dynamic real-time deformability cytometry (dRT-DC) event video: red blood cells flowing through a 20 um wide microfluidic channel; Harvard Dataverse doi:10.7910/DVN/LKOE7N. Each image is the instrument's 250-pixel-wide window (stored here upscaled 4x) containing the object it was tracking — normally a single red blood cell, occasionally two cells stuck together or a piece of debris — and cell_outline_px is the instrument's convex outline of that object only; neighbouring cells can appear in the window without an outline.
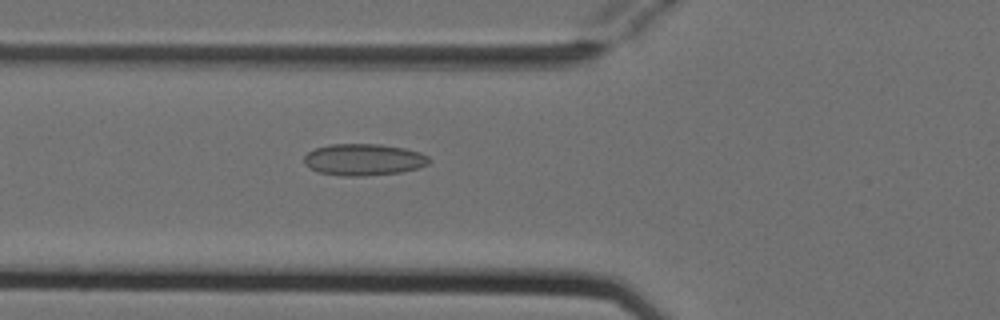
{"species": "Egyptian fruit bat (a non-hibernating species)", "species_latin": "Rousettus aegyptiacus", "temperature_condition": "cold", "stored_images_in_passage": 5, "camera_frame_rate_fps": 3000, "um_per_image_px": 0.085, "animal": {"sex": "female"}, "frame": {"image": 1, "passage_image": 5, "time_ms": 1.333, "image_size_px": [1000, 320], "cell_outline_px": [[432, 160], [428, 164], [420, 168], [400, 172], [364, 176], [340, 176], [316, 172], [304, 164], [304, 156], [308, 152], [316, 148], [328, 144], [380, 144], [404, 148], [420, 152], [428, 156]], "centroid_in_image_um": [30.91, 13.57], "position_along_channel_um": 94.9, "area_um2": 23.35}}